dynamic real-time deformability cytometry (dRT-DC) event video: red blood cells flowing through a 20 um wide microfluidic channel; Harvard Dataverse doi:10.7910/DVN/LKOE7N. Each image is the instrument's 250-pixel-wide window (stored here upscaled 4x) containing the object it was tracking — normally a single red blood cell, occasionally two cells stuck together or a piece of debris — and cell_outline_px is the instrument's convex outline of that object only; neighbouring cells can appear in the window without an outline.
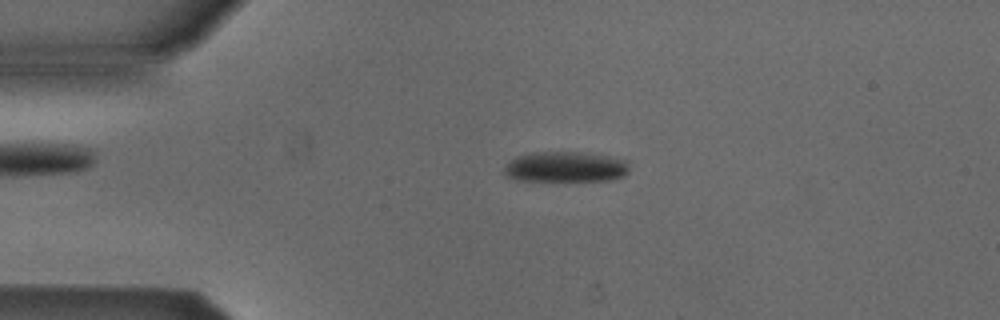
{"species": "Egyptian fruit bat (a non-hibernating species)", "species_latin": "Rousettus aegyptiacus", "temperature_condition": "cold", "stored_images_in_passage": 52, "camera_frame_rate_fps": 3000, "um_per_image_px": 0.085, "animal": {"sex": "male"}, "frame": {"image": 1, "passage_image": 11, "time_ms": 3.333, "image_size_px": [1000, 320], "cell_outline_px": [[628, 172], [624, 176], [612, 180], [516, 180], [508, 176], [504, 172], [504, 168], [516, 156], [532, 152], [580, 152], [608, 156], [628, 160]], "centroid_in_image_um": [48.1, 14.18], "position_along_channel_um": 36.9, "area_um2": 22.08}}
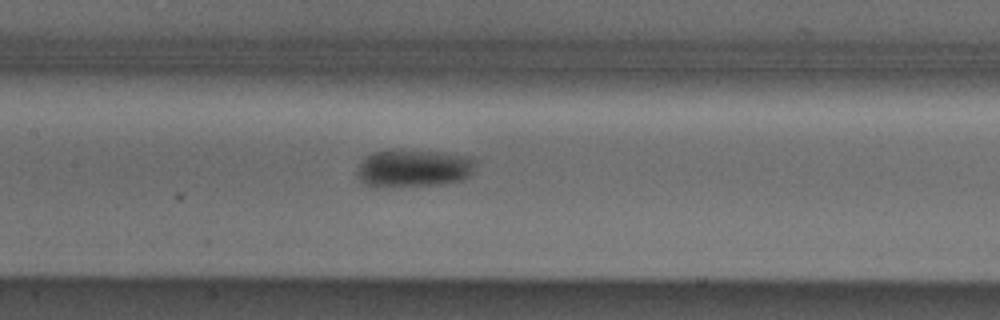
{"frame": {"image": 2, "passage_image": 24, "time_ms": 7.667, "image_size_px": [1000, 320], "cell_outline_px": [[480, 160], [472, 172], [464, 180], [444, 184], [396, 188], [380, 188], [364, 184], [356, 176], [356, 168], [360, 160], [364, 156], [372, 152], [392, 148], [396, 148], [444, 152], [476, 156]], "centroid_in_image_um": [35.16, 14.29], "position_along_channel_um": 172.2, "area_um2": 27.86}}
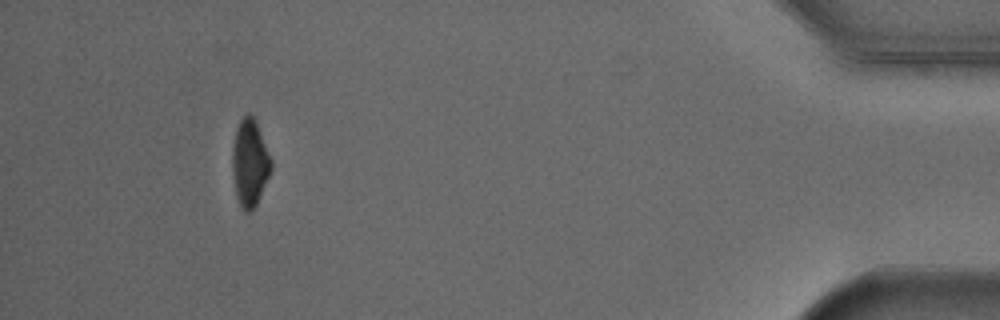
{"frame": {"image": 3, "passage_image": 48, "time_ms": 15.667, "image_size_px": [1000, 320], "cell_outline_px": [[272, 168], [256, 204], [252, 212], [244, 212], [236, 196], [232, 172], [232, 148], [236, 128], [240, 120], [248, 112], [256, 120], [272, 160]], "centroid_in_image_um": [21.22, 13.83], "position_along_channel_um": 414.0, "area_um2": 19.71}}